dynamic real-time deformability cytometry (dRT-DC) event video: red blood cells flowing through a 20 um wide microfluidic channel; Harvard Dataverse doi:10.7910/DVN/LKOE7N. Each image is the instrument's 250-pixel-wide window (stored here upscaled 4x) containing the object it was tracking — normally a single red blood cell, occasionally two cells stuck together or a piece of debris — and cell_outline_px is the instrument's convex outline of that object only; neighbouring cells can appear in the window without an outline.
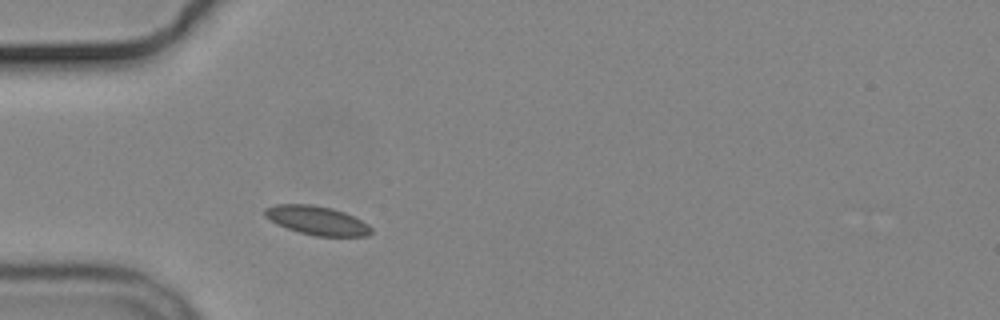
{"species": "common noctule bat (a hibernating species)", "species_latin": "Nyctalus noctula", "temperature_condition": "cold", "stored_images_in_passage": 1, "camera_frame_rate_fps": 3000, "um_per_image_px": 0.085, "animal": {"sex": "male", "body_mass_g": 19.2, "forearm_length_mm": 51.8}, "frame": {"image": 1, "passage_image": 1, "time_ms": 0.0, "image_size_px": [1000, 320], "cell_outline_px": [[372, 232], [368, 236], [316, 236], [300, 232], [288, 228], [264, 216], [264, 208], [276, 204], [312, 204], [332, 208], [344, 212], [368, 224], [372, 228]], "centroid_in_image_um": [26.96, 18.73], "position_along_channel_um": 58.0, "area_um2": 17.69}}